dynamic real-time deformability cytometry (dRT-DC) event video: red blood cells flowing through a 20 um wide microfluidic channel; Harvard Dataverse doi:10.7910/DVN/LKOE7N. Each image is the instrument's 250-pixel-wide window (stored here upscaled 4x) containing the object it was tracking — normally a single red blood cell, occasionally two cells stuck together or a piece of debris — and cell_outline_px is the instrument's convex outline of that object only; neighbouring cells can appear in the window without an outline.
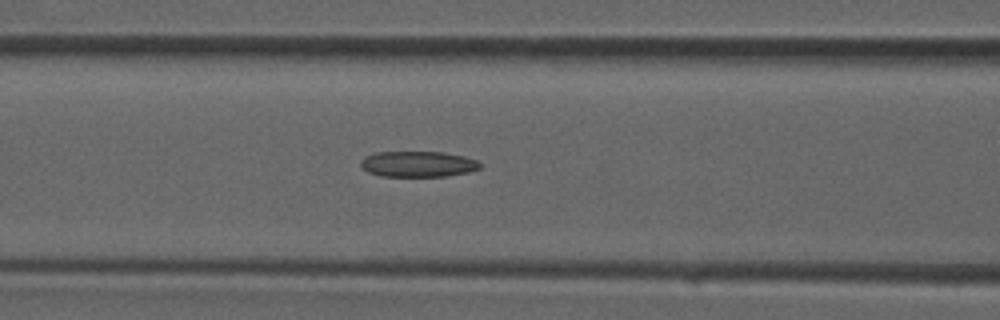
{"species": "common noctule bat (a hibernating species)", "species_latin": "Nyctalus noctula", "temperature_condition": "room temperature", "stored_images_in_passage": 35, "camera_frame_rate_fps": 3000, "um_per_image_px": 0.085, "animal": {"sex": "male", "forearm_length_mm": 52.5}, "frame": {"image": 1, "passage_image": 14, "time_ms": 4.333, "image_size_px": [1000, 320], "cell_outline_px": [[480, 168], [468, 172], [448, 176], [380, 176], [368, 172], [360, 164], [360, 160], [364, 156], [376, 152], [444, 152], [464, 156], [476, 160], [480, 164]], "centroid_in_image_um": [35.51, 13.94], "position_along_channel_um": 131.1, "area_um2": 17.92}}
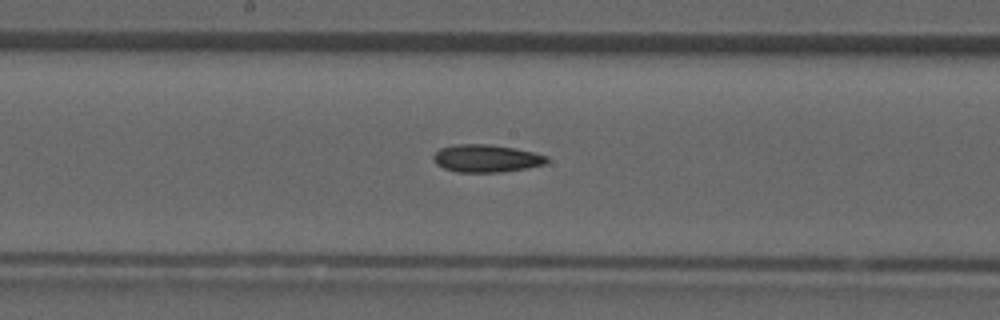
{"frame": {"image": 2, "passage_image": 18, "time_ms": 5.667, "image_size_px": [1000, 320], "cell_outline_px": [[548, 160], [544, 164], [528, 168], [500, 172], [456, 172], [444, 168], [436, 164], [432, 160], [432, 156], [440, 148], [452, 144], [488, 144], [516, 148], [548, 156]], "centroid_in_image_um": [41.3, 13.46], "position_along_channel_um": 206.9, "area_um2": 18.38}}
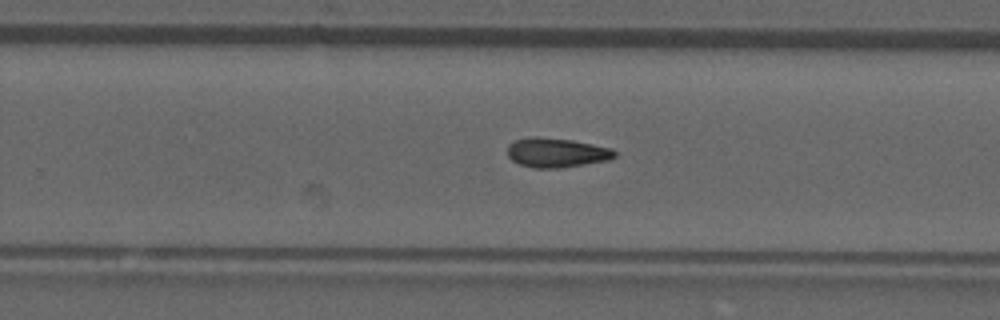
{"frame": {"image": 3, "passage_image": 22, "time_ms": 7.0, "image_size_px": [1000, 320], "cell_outline_px": [[616, 156], [608, 160], [560, 168], [532, 168], [520, 164], [512, 160], [508, 156], [508, 144], [512, 140], [532, 136], [536, 136], [572, 140], [612, 148], [616, 152]], "centroid_in_image_um": [47.27, 12.96], "position_along_channel_um": 282.5, "area_um2": 18.5}}